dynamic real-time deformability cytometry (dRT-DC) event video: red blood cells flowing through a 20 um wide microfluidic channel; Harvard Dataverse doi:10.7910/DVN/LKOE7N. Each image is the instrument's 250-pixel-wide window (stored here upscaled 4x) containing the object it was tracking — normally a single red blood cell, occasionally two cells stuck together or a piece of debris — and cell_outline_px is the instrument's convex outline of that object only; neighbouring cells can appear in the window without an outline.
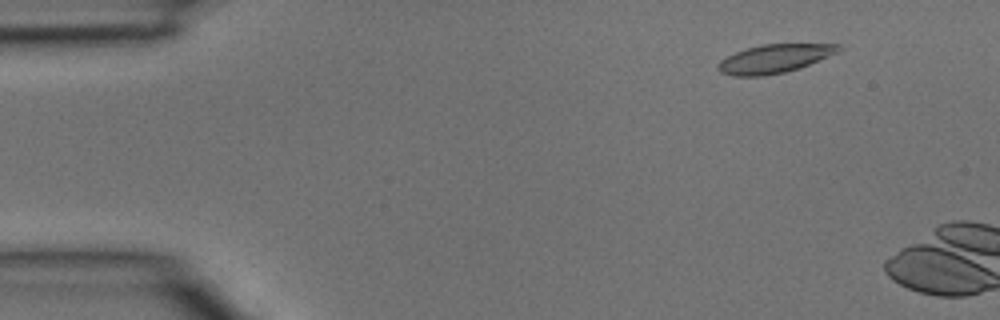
{"species": "common noctule bat (a hibernating species)", "species_latin": "Nyctalus noctula", "temperature_condition": "room temperature", "stored_images_in_passage": 3, "camera_frame_rate_fps": 3000, "um_per_image_px": 0.085, "animal": {"sex": "male", "body_mass_g": 15.6}, "frame": {"image": 1, "passage_image": 1, "time_ms": 0.0, "image_size_px": [1000, 320], "cell_outline_px": [[844, 48], [840, 52], [800, 68], [784, 72], [760, 76], [732, 76], [720, 72], [716, 68], [716, 64], [720, 60], [736, 52], [760, 44], [840, 44]], "centroid_in_image_um": [65.85, 4.98], "position_along_channel_um": 19.2, "area_um2": 20.17}}